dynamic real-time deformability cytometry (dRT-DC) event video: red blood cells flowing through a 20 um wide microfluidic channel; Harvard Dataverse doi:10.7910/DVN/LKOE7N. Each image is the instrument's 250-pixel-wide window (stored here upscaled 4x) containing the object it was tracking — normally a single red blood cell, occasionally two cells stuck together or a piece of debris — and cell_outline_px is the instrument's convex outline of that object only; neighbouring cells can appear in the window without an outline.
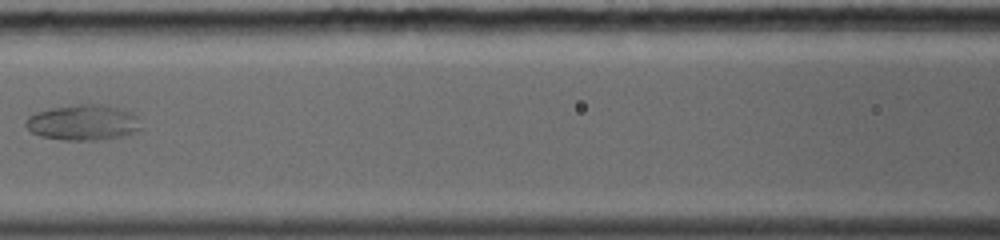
{"species": "common noctule bat (a hibernating species)", "species_latin": "Nyctalus noctula", "temperature_condition": "warm", "stored_images_in_passage": 48, "camera_frame_rate_fps": 5000, "um_per_image_px": 0.085, "animal": {"sex": "female", "body_mass_g": 19.0, "forearm_length_mm": 56.7}, "frame": {"image": 1, "passage_image": 19, "time_ms": 5.4, "image_size_px": [1000, 240], "cell_outline_px": [[140, 128], [132, 132], [120, 136], [96, 140], [60, 140], [40, 136], [32, 132], [24, 124], [28, 116], [36, 112], [52, 108], [80, 104], [100, 104], [120, 108], [132, 112], [136, 116]], "centroid_in_image_um": [7.02, 10.41], "position_along_channel_um": 159.6, "area_um2": 23.64}}
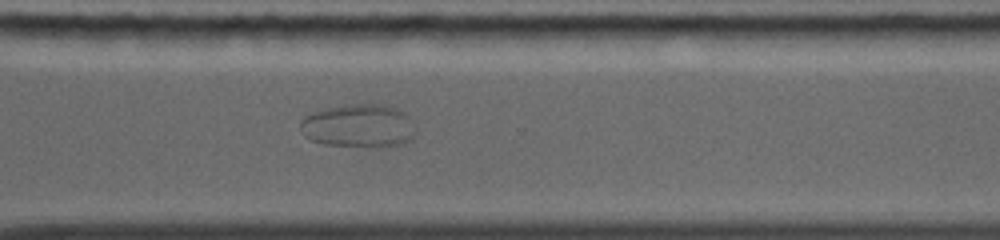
{"frame": {"image": 2, "passage_image": 27, "time_ms": 9.8, "image_size_px": [1000, 240], "cell_outline_px": [[416, 136], [412, 140], [404, 144], [384, 148], [372, 148], [324, 144], [312, 140], [304, 136], [300, 128], [300, 120], [304, 116], [312, 112], [324, 108], [344, 104], [384, 104], [396, 108], [404, 112], [412, 120], [416, 132]], "centroid_in_image_um": [30.52, 10.72], "position_along_channel_um": 340.1, "area_um2": 30.06}}
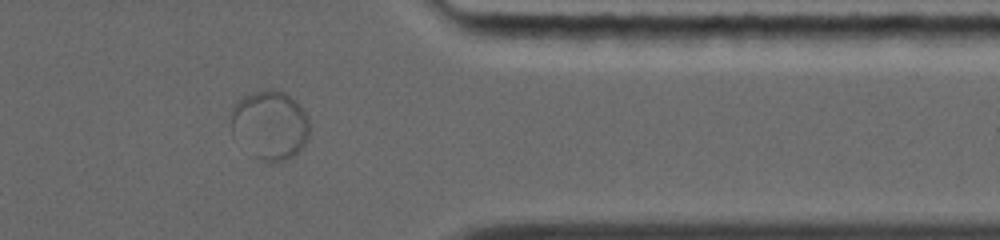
{"frame": {"image": 3, "passage_image": 31, "time_ms": 11.2, "image_size_px": [1000, 240], "cell_outline_px": [[308, 140], [296, 156], [272, 164], [268, 164], [256, 156], [232, 132], [232, 108], [236, 100], [252, 92], [268, 88], [272, 88], [284, 92], [296, 100], [308, 116]], "centroid_in_image_um": [22.99, 10.6], "position_along_channel_um": 388.4, "area_um2": 31.62}}